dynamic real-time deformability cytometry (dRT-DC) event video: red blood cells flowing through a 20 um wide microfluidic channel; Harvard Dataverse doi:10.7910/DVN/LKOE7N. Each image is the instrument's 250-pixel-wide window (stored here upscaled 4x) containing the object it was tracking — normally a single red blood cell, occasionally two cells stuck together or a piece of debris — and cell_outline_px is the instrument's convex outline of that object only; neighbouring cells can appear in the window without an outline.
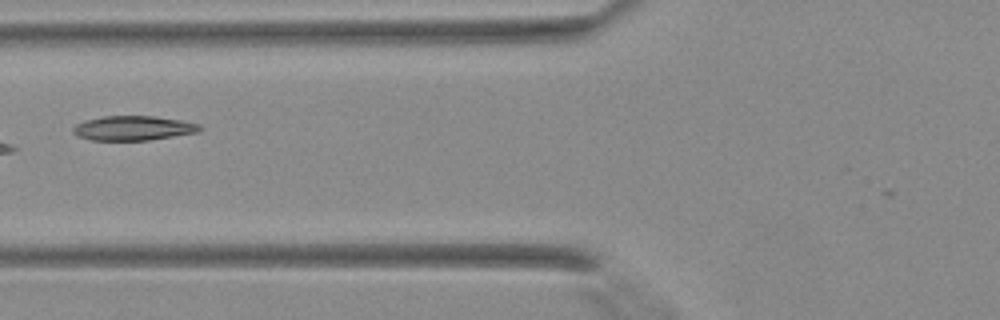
{"species": "Egyptian fruit bat (a non-hibernating species)", "species_latin": "Rousettus aegyptiacus", "temperature_condition": "warm", "stored_images_in_passage": 4, "camera_frame_rate_fps": 3000, "um_per_image_px": 0.085, "animal": {"sex": "female"}, "frame": {"image": 1, "passage_image": 4, "time_ms": 1.0, "image_size_px": [1000, 320], "cell_outline_px": [[204, 128], [200, 132], [148, 140], [92, 140], [76, 136], [72, 132], [72, 128], [76, 124], [84, 120], [104, 116], [152, 116], [180, 120], [200, 124]], "centroid_in_image_um": [11.33, 10.89], "position_along_channel_um": 114.5, "area_um2": 18.21}}